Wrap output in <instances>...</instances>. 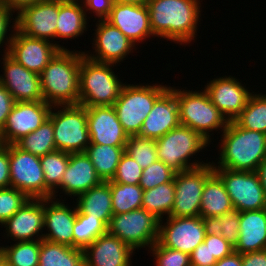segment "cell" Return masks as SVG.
Listing matches in <instances>:
<instances>
[{
  "mask_svg": "<svg viewBox=\"0 0 266 266\" xmlns=\"http://www.w3.org/2000/svg\"><path fill=\"white\" fill-rule=\"evenodd\" d=\"M216 262V259H211L209 245H206L204 241L190 254L191 266H214Z\"/></svg>",
  "mask_w": 266,
  "mask_h": 266,
  "instance_id": "obj_48",
  "label": "cell"
},
{
  "mask_svg": "<svg viewBox=\"0 0 266 266\" xmlns=\"http://www.w3.org/2000/svg\"><path fill=\"white\" fill-rule=\"evenodd\" d=\"M85 266H132L134 250L108 232L84 250ZM133 254V255H132Z\"/></svg>",
  "mask_w": 266,
  "mask_h": 266,
  "instance_id": "obj_25",
  "label": "cell"
},
{
  "mask_svg": "<svg viewBox=\"0 0 266 266\" xmlns=\"http://www.w3.org/2000/svg\"><path fill=\"white\" fill-rule=\"evenodd\" d=\"M204 242L209 245L211 259L221 260L234 252V246L227 242L222 236L206 235Z\"/></svg>",
  "mask_w": 266,
  "mask_h": 266,
  "instance_id": "obj_47",
  "label": "cell"
},
{
  "mask_svg": "<svg viewBox=\"0 0 266 266\" xmlns=\"http://www.w3.org/2000/svg\"><path fill=\"white\" fill-rule=\"evenodd\" d=\"M11 187L9 144L0 146V189Z\"/></svg>",
  "mask_w": 266,
  "mask_h": 266,
  "instance_id": "obj_49",
  "label": "cell"
},
{
  "mask_svg": "<svg viewBox=\"0 0 266 266\" xmlns=\"http://www.w3.org/2000/svg\"><path fill=\"white\" fill-rule=\"evenodd\" d=\"M4 233L14 242L35 241L43 239L44 199H29L2 225Z\"/></svg>",
  "mask_w": 266,
  "mask_h": 266,
  "instance_id": "obj_21",
  "label": "cell"
},
{
  "mask_svg": "<svg viewBox=\"0 0 266 266\" xmlns=\"http://www.w3.org/2000/svg\"><path fill=\"white\" fill-rule=\"evenodd\" d=\"M218 162L213 168L233 171H256L266 158V134L240 127L229 121L220 135ZM217 164V165H216Z\"/></svg>",
  "mask_w": 266,
  "mask_h": 266,
  "instance_id": "obj_2",
  "label": "cell"
},
{
  "mask_svg": "<svg viewBox=\"0 0 266 266\" xmlns=\"http://www.w3.org/2000/svg\"><path fill=\"white\" fill-rule=\"evenodd\" d=\"M15 100L9 91L0 83V131L3 129Z\"/></svg>",
  "mask_w": 266,
  "mask_h": 266,
  "instance_id": "obj_50",
  "label": "cell"
},
{
  "mask_svg": "<svg viewBox=\"0 0 266 266\" xmlns=\"http://www.w3.org/2000/svg\"><path fill=\"white\" fill-rule=\"evenodd\" d=\"M95 15L97 22L94 38H92L94 52L84 51V55L96 62L121 64L120 62H123L129 53L134 52L133 49L136 50V45L101 14Z\"/></svg>",
  "mask_w": 266,
  "mask_h": 266,
  "instance_id": "obj_13",
  "label": "cell"
},
{
  "mask_svg": "<svg viewBox=\"0 0 266 266\" xmlns=\"http://www.w3.org/2000/svg\"><path fill=\"white\" fill-rule=\"evenodd\" d=\"M90 144L125 146L128 134L123 130L113 106L86 107Z\"/></svg>",
  "mask_w": 266,
  "mask_h": 266,
  "instance_id": "obj_22",
  "label": "cell"
},
{
  "mask_svg": "<svg viewBox=\"0 0 266 266\" xmlns=\"http://www.w3.org/2000/svg\"><path fill=\"white\" fill-rule=\"evenodd\" d=\"M149 250L156 260V266H191L188 253L167 248L158 241Z\"/></svg>",
  "mask_w": 266,
  "mask_h": 266,
  "instance_id": "obj_44",
  "label": "cell"
},
{
  "mask_svg": "<svg viewBox=\"0 0 266 266\" xmlns=\"http://www.w3.org/2000/svg\"><path fill=\"white\" fill-rule=\"evenodd\" d=\"M41 240L0 246L5 266H39Z\"/></svg>",
  "mask_w": 266,
  "mask_h": 266,
  "instance_id": "obj_39",
  "label": "cell"
},
{
  "mask_svg": "<svg viewBox=\"0 0 266 266\" xmlns=\"http://www.w3.org/2000/svg\"><path fill=\"white\" fill-rule=\"evenodd\" d=\"M158 219L153 213L141 208L126 213L114 214L107 227V232L136 249H149L158 241Z\"/></svg>",
  "mask_w": 266,
  "mask_h": 266,
  "instance_id": "obj_9",
  "label": "cell"
},
{
  "mask_svg": "<svg viewBox=\"0 0 266 266\" xmlns=\"http://www.w3.org/2000/svg\"><path fill=\"white\" fill-rule=\"evenodd\" d=\"M178 100V110L180 124L200 134L209 143L212 141L210 134L212 131H221L226 129L227 119L216 108L210 100L208 93L203 89L201 91H190L170 87ZM222 129V130H221Z\"/></svg>",
  "mask_w": 266,
  "mask_h": 266,
  "instance_id": "obj_5",
  "label": "cell"
},
{
  "mask_svg": "<svg viewBox=\"0 0 266 266\" xmlns=\"http://www.w3.org/2000/svg\"><path fill=\"white\" fill-rule=\"evenodd\" d=\"M159 83L149 85L124 84L113 108L128 136L138 135L143 122L152 110L156 99L168 88Z\"/></svg>",
  "mask_w": 266,
  "mask_h": 266,
  "instance_id": "obj_7",
  "label": "cell"
},
{
  "mask_svg": "<svg viewBox=\"0 0 266 266\" xmlns=\"http://www.w3.org/2000/svg\"><path fill=\"white\" fill-rule=\"evenodd\" d=\"M160 220L158 242L170 249L189 255L205 239V229L201 216L167 217ZM163 224V225H162Z\"/></svg>",
  "mask_w": 266,
  "mask_h": 266,
  "instance_id": "obj_14",
  "label": "cell"
},
{
  "mask_svg": "<svg viewBox=\"0 0 266 266\" xmlns=\"http://www.w3.org/2000/svg\"><path fill=\"white\" fill-rule=\"evenodd\" d=\"M13 15L16 14H13L11 10L0 3V48L5 44V48L2 49L4 50V54L8 51L13 31L16 28V19L13 18ZM11 23L12 25H10ZM10 30H12L11 33H8ZM7 34H9V36Z\"/></svg>",
  "mask_w": 266,
  "mask_h": 266,
  "instance_id": "obj_46",
  "label": "cell"
},
{
  "mask_svg": "<svg viewBox=\"0 0 266 266\" xmlns=\"http://www.w3.org/2000/svg\"><path fill=\"white\" fill-rule=\"evenodd\" d=\"M101 15L135 45L151 36L155 38L146 4L111 3Z\"/></svg>",
  "mask_w": 266,
  "mask_h": 266,
  "instance_id": "obj_17",
  "label": "cell"
},
{
  "mask_svg": "<svg viewBox=\"0 0 266 266\" xmlns=\"http://www.w3.org/2000/svg\"><path fill=\"white\" fill-rule=\"evenodd\" d=\"M15 145L38 157L56 151L52 121L47 118L38 129L18 140Z\"/></svg>",
  "mask_w": 266,
  "mask_h": 266,
  "instance_id": "obj_35",
  "label": "cell"
},
{
  "mask_svg": "<svg viewBox=\"0 0 266 266\" xmlns=\"http://www.w3.org/2000/svg\"><path fill=\"white\" fill-rule=\"evenodd\" d=\"M143 169L126 152L123 153L112 182L137 185L142 177Z\"/></svg>",
  "mask_w": 266,
  "mask_h": 266,
  "instance_id": "obj_45",
  "label": "cell"
},
{
  "mask_svg": "<svg viewBox=\"0 0 266 266\" xmlns=\"http://www.w3.org/2000/svg\"><path fill=\"white\" fill-rule=\"evenodd\" d=\"M107 227L99 218L82 214L77 210L76 220L73 225V247L84 250L100 235L106 234Z\"/></svg>",
  "mask_w": 266,
  "mask_h": 266,
  "instance_id": "obj_40",
  "label": "cell"
},
{
  "mask_svg": "<svg viewBox=\"0 0 266 266\" xmlns=\"http://www.w3.org/2000/svg\"><path fill=\"white\" fill-rule=\"evenodd\" d=\"M102 182L86 153H69V164L63 174L60 191L73 198Z\"/></svg>",
  "mask_w": 266,
  "mask_h": 266,
  "instance_id": "obj_26",
  "label": "cell"
},
{
  "mask_svg": "<svg viewBox=\"0 0 266 266\" xmlns=\"http://www.w3.org/2000/svg\"><path fill=\"white\" fill-rule=\"evenodd\" d=\"M125 152L135 159L142 169L147 168L158 160L156 140L143 138L139 135L128 137L125 145Z\"/></svg>",
  "mask_w": 266,
  "mask_h": 266,
  "instance_id": "obj_41",
  "label": "cell"
},
{
  "mask_svg": "<svg viewBox=\"0 0 266 266\" xmlns=\"http://www.w3.org/2000/svg\"><path fill=\"white\" fill-rule=\"evenodd\" d=\"M64 200L58 198L44 199L43 239L73 247V225L77 216V207H69ZM47 227V229H46Z\"/></svg>",
  "mask_w": 266,
  "mask_h": 266,
  "instance_id": "obj_23",
  "label": "cell"
},
{
  "mask_svg": "<svg viewBox=\"0 0 266 266\" xmlns=\"http://www.w3.org/2000/svg\"><path fill=\"white\" fill-rule=\"evenodd\" d=\"M39 266H85L82 249L41 240Z\"/></svg>",
  "mask_w": 266,
  "mask_h": 266,
  "instance_id": "obj_31",
  "label": "cell"
},
{
  "mask_svg": "<svg viewBox=\"0 0 266 266\" xmlns=\"http://www.w3.org/2000/svg\"><path fill=\"white\" fill-rule=\"evenodd\" d=\"M76 198L75 205L80 213L99 218L108 226L113 216L109 181H102Z\"/></svg>",
  "mask_w": 266,
  "mask_h": 266,
  "instance_id": "obj_29",
  "label": "cell"
},
{
  "mask_svg": "<svg viewBox=\"0 0 266 266\" xmlns=\"http://www.w3.org/2000/svg\"><path fill=\"white\" fill-rule=\"evenodd\" d=\"M43 1L46 0H0V3L17 15L23 8Z\"/></svg>",
  "mask_w": 266,
  "mask_h": 266,
  "instance_id": "obj_52",
  "label": "cell"
},
{
  "mask_svg": "<svg viewBox=\"0 0 266 266\" xmlns=\"http://www.w3.org/2000/svg\"><path fill=\"white\" fill-rule=\"evenodd\" d=\"M116 64L96 62L85 55L79 71V103L85 107L113 106L125 83L113 67Z\"/></svg>",
  "mask_w": 266,
  "mask_h": 266,
  "instance_id": "obj_4",
  "label": "cell"
},
{
  "mask_svg": "<svg viewBox=\"0 0 266 266\" xmlns=\"http://www.w3.org/2000/svg\"><path fill=\"white\" fill-rule=\"evenodd\" d=\"M88 9L89 13L101 14L110 4L111 0H80Z\"/></svg>",
  "mask_w": 266,
  "mask_h": 266,
  "instance_id": "obj_53",
  "label": "cell"
},
{
  "mask_svg": "<svg viewBox=\"0 0 266 266\" xmlns=\"http://www.w3.org/2000/svg\"><path fill=\"white\" fill-rule=\"evenodd\" d=\"M231 198L220 177L214 172L205 182L201 196L199 216H221L233 210Z\"/></svg>",
  "mask_w": 266,
  "mask_h": 266,
  "instance_id": "obj_30",
  "label": "cell"
},
{
  "mask_svg": "<svg viewBox=\"0 0 266 266\" xmlns=\"http://www.w3.org/2000/svg\"><path fill=\"white\" fill-rule=\"evenodd\" d=\"M55 1L66 2V1H78V0H55Z\"/></svg>",
  "mask_w": 266,
  "mask_h": 266,
  "instance_id": "obj_58",
  "label": "cell"
},
{
  "mask_svg": "<svg viewBox=\"0 0 266 266\" xmlns=\"http://www.w3.org/2000/svg\"><path fill=\"white\" fill-rule=\"evenodd\" d=\"M3 74L0 83L9 91L15 102L44 100L39 74L18 64L7 53L2 54Z\"/></svg>",
  "mask_w": 266,
  "mask_h": 266,
  "instance_id": "obj_20",
  "label": "cell"
},
{
  "mask_svg": "<svg viewBox=\"0 0 266 266\" xmlns=\"http://www.w3.org/2000/svg\"><path fill=\"white\" fill-rule=\"evenodd\" d=\"M60 49L39 74L44 101L51 105L79 103V71L84 52Z\"/></svg>",
  "mask_w": 266,
  "mask_h": 266,
  "instance_id": "obj_3",
  "label": "cell"
},
{
  "mask_svg": "<svg viewBox=\"0 0 266 266\" xmlns=\"http://www.w3.org/2000/svg\"><path fill=\"white\" fill-rule=\"evenodd\" d=\"M113 215L142 208L143 189L139 184L115 183L109 180Z\"/></svg>",
  "mask_w": 266,
  "mask_h": 266,
  "instance_id": "obj_37",
  "label": "cell"
},
{
  "mask_svg": "<svg viewBox=\"0 0 266 266\" xmlns=\"http://www.w3.org/2000/svg\"><path fill=\"white\" fill-rule=\"evenodd\" d=\"M88 8L80 1H59V14L57 18L56 39L65 41L77 38L87 31ZM87 25V26H86Z\"/></svg>",
  "mask_w": 266,
  "mask_h": 266,
  "instance_id": "obj_28",
  "label": "cell"
},
{
  "mask_svg": "<svg viewBox=\"0 0 266 266\" xmlns=\"http://www.w3.org/2000/svg\"><path fill=\"white\" fill-rule=\"evenodd\" d=\"M124 152L125 146L99 144H89L85 151L102 181L112 180Z\"/></svg>",
  "mask_w": 266,
  "mask_h": 266,
  "instance_id": "obj_32",
  "label": "cell"
},
{
  "mask_svg": "<svg viewBox=\"0 0 266 266\" xmlns=\"http://www.w3.org/2000/svg\"><path fill=\"white\" fill-rule=\"evenodd\" d=\"M175 185L174 179L171 182L160 184L149 190L143 191L142 208L153 213L158 219L162 220L165 216L169 217L174 205Z\"/></svg>",
  "mask_w": 266,
  "mask_h": 266,
  "instance_id": "obj_34",
  "label": "cell"
},
{
  "mask_svg": "<svg viewBox=\"0 0 266 266\" xmlns=\"http://www.w3.org/2000/svg\"><path fill=\"white\" fill-rule=\"evenodd\" d=\"M256 173L259 176V179L261 181V185L265 191L266 195V158L259 164Z\"/></svg>",
  "mask_w": 266,
  "mask_h": 266,
  "instance_id": "obj_55",
  "label": "cell"
},
{
  "mask_svg": "<svg viewBox=\"0 0 266 266\" xmlns=\"http://www.w3.org/2000/svg\"><path fill=\"white\" fill-rule=\"evenodd\" d=\"M58 14L59 1L46 0L30 5L14 16L16 28L27 36L44 39L56 44L60 49H67L54 40Z\"/></svg>",
  "mask_w": 266,
  "mask_h": 266,
  "instance_id": "obj_16",
  "label": "cell"
},
{
  "mask_svg": "<svg viewBox=\"0 0 266 266\" xmlns=\"http://www.w3.org/2000/svg\"><path fill=\"white\" fill-rule=\"evenodd\" d=\"M234 121L244 129L266 134V94L253 92Z\"/></svg>",
  "mask_w": 266,
  "mask_h": 266,
  "instance_id": "obj_38",
  "label": "cell"
},
{
  "mask_svg": "<svg viewBox=\"0 0 266 266\" xmlns=\"http://www.w3.org/2000/svg\"><path fill=\"white\" fill-rule=\"evenodd\" d=\"M179 125L178 100L169 85L156 99L138 135L157 140Z\"/></svg>",
  "mask_w": 266,
  "mask_h": 266,
  "instance_id": "obj_24",
  "label": "cell"
},
{
  "mask_svg": "<svg viewBox=\"0 0 266 266\" xmlns=\"http://www.w3.org/2000/svg\"><path fill=\"white\" fill-rule=\"evenodd\" d=\"M48 118L53 123L56 150L85 153L90 144L85 106L80 104L52 106Z\"/></svg>",
  "mask_w": 266,
  "mask_h": 266,
  "instance_id": "obj_8",
  "label": "cell"
},
{
  "mask_svg": "<svg viewBox=\"0 0 266 266\" xmlns=\"http://www.w3.org/2000/svg\"><path fill=\"white\" fill-rule=\"evenodd\" d=\"M225 185L233 207L238 212L266 208V195L256 171L213 168Z\"/></svg>",
  "mask_w": 266,
  "mask_h": 266,
  "instance_id": "obj_10",
  "label": "cell"
},
{
  "mask_svg": "<svg viewBox=\"0 0 266 266\" xmlns=\"http://www.w3.org/2000/svg\"><path fill=\"white\" fill-rule=\"evenodd\" d=\"M239 239L234 251L240 254L266 249V208L239 212Z\"/></svg>",
  "mask_w": 266,
  "mask_h": 266,
  "instance_id": "obj_27",
  "label": "cell"
},
{
  "mask_svg": "<svg viewBox=\"0 0 266 266\" xmlns=\"http://www.w3.org/2000/svg\"><path fill=\"white\" fill-rule=\"evenodd\" d=\"M29 198L14 187L0 189V225L15 214Z\"/></svg>",
  "mask_w": 266,
  "mask_h": 266,
  "instance_id": "obj_43",
  "label": "cell"
},
{
  "mask_svg": "<svg viewBox=\"0 0 266 266\" xmlns=\"http://www.w3.org/2000/svg\"><path fill=\"white\" fill-rule=\"evenodd\" d=\"M213 173L214 169L211 162L199 168L176 172L173 178L175 199L169 216H199L203 187Z\"/></svg>",
  "mask_w": 266,
  "mask_h": 266,
  "instance_id": "obj_11",
  "label": "cell"
},
{
  "mask_svg": "<svg viewBox=\"0 0 266 266\" xmlns=\"http://www.w3.org/2000/svg\"><path fill=\"white\" fill-rule=\"evenodd\" d=\"M0 266H5L4 259H3V255L1 253V251H0Z\"/></svg>",
  "mask_w": 266,
  "mask_h": 266,
  "instance_id": "obj_57",
  "label": "cell"
},
{
  "mask_svg": "<svg viewBox=\"0 0 266 266\" xmlns=\"http://www.w3.org/2000/svg\"><path fill=\"white\" fill-rule=\"evenodd\" d=\"M202 219L206 235L222 236L235 247L240 233V217L237 210L225 212L219 217L207 216Z\"/></svg>",
  "mask_w": 266,
  "mask_h": 266,
  "instance_id": "obj_36",
  "label": "cell"
},
{
  "mask_svg": "<svg viewBox=\"0 0 266 266\" xmlns=\"http://www.w3.org/2000/svg\"><path fill=\"white\" fill-rule=\"evenodd\" d=\"M40 163L45 178V199H56L63 174L69 164V153L56 150L40 157Z\"/></svg>",
  "mask_w": 266,
  "mask_h": 266,
  "instance_id": "obj_33",
  "label": "cell"
},
{
  "mask_svg": "<svg viewBox=\"0 0 266 266\" xmlns=\"http://www.w3.org/2000/svg\"><path fill=\"white\" fill-rule=\"evenodd\" d=\"M175 171L160 160H156L143 169L139 185L143 190H149L160 184L171 182Z\"/></svg>",
  "mask_w": 266,
  "mask_h": 266,
  "instance_id": "obj_42",
  "label": "cell"
},
{
  "mask_svg": "<svg viewBox=\"0 0 266 266\" xmlns=\"http://www.w3.org/2000/svg\"><path fill=\"white\" fill-rule=\"evenodd\" d=\"M10 183L29 199H45V178L40 157L9 144Z\"/></svg>",
  "mask_w": 266,
  "mask_h": 266,
  "instance_id": "obj_12",
  "label": "cell"
},
{
  "mask_svg": "<svg viewBox=\"0 0 266 266\" xmlns=\"http://www.w3.org/2000/svg\"><path fill=\"white\" fill-rule=\"evenodd\" d=\"M204 90L228 122L234 121L240 115L253 93L242 84V81L239 82L238 78L231 75L210 80Z\"/></svg>",
  "mask_w": 266,
  "mask_h": 266,
  "instance_id": "obj_19",
  "label": "cell"
},
{
  "mask_svg": "<svg viewBox=\"0 0 266 266\" xmlns=\"http://www.w3.org/2000/svg\"><path fill=\"white\" fill-rule=\"evenodd\" d=\"M146 5L155 37L179 45L195 40L201 20L200 0H148Z\"/></svg>",
  "mask_w": 266,
  "mask_h": 266,
  "instance_id": "obj_1",
  "label": "cell"
},
{
  "mask_svg": "<svg viewBox=\"0 0 266 266\" xmlns=\"http://www.w3.org/2000/svg\"><path fill=\"white\" fill-rule=\"evenodd\" d=\"M52 106L42 101L15 102L7 117L0 140L4 145L18 140L38 129L48 118Z\"/></svg>",
  "mask_w": 266,
  "mask_h": 266,
  "instance_id": "obj_15",
  "label": "cell"
},
{
  "mask_svg": "<svg viewBox=\"0 0 266 266\" xmlns=\"http://www.w3.org/2000/svg\"><path fill=\"white\" fill-rule=\"evenodd\" d=\"M243 266H266V249L241 254Z\"/></svg>",
  "mask_w": 266,
  "mask_h": 266,
  "instance_id": "obj_51",
  "label": "cell"
},
{
  "mask_svg": "<svg viewBox=\"0 0 266 266\" xmlns=\"http://www.w3.org/2000/svg\"><path fill=\"white\" fill-rule=\"evenodd\" d=\"M59 50L56 44L27 36L15 28L7 54L18 64L40 74Z\"/></svg>",
  "mask_w": 266,
  "mask_h": 266,
  "instance_id": "obj_18",
  "label": "cell"
},
{
  "mask_svg": "<svg viewBox=\"0 0 266 266\" xmlns=\"http://www.w3.org/2000/svg\"><path fill=\"white\" fill-rule=\"evenodd\" d=\"M148 0H111V3L117 4H147Z\"/></svg>",
  "mask_w": 266,
  "mask_h": 266,
  "instance_id": "obj_56",
  "label": "cell"
},
{
  "mask_svg": "<svg viewBox=\"0 0 266 266\" xmlns=\"http://www.w3.org/2000/svg\"><path fill=\"white\" fill-rule=\"evenodd\" d=\"M210 144L196 131L180 124L156 140L157 158L175 172L199 168L209 164L210 161L206 163L192 160L191 157L204 149L207 150L206 147Z\"/></svg>",
  "mask_w": 266,
  "mask_h": 266,
  "instance_id": "obj_6",
  "label": "cell"
},
{
  "mask_svg": "<svg viewBox=\"0 0 266 266\" xmlns=\"http://www.w3.org/2000/svg\"><path fill=\"white\" fill-rule=\"evenodd\" d=\"M214 266H243L241 254L234 251L231 255L218 260Z\"/></svg>",
  "mask_w": 266,
  "mask_h": 266,
  "instance_id": "obj_54",
  "label": "cell"
}]
</instances>
